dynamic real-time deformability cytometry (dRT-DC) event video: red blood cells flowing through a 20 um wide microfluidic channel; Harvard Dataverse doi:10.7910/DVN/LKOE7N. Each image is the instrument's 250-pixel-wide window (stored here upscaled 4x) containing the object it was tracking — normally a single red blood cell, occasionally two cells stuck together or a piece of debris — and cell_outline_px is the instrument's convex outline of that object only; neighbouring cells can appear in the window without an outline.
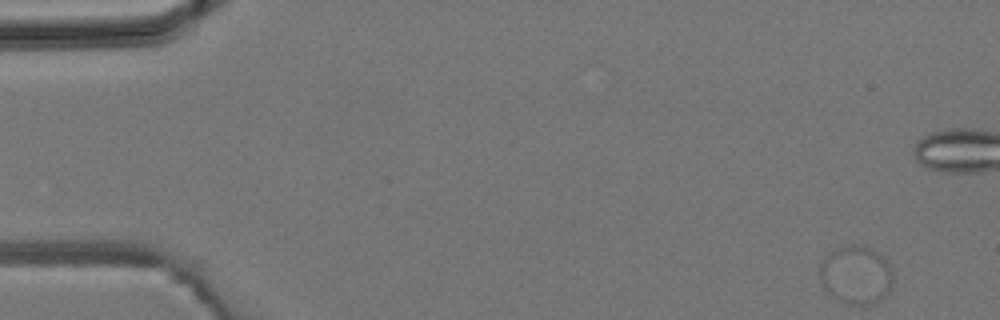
{"species": "common noctule bat (a hibernating species)", "species_latin": "Nyctalus noctula", "temperature_condition": "room temperature", "stored_images_in_passage": 5, "camera_frame_rate_fps": 3000, "um_per_image_px": 0.085, "animal": {"sex": "male", "body_mass_g": 19.2, "forearm_length_mm": 51.8}, "frame": {"image": 1, "passage_image": 1, "time_ms": 0.0, "image_size_px": [1000, 320], "cell_outline_px": [[892, 280], [888, 292], [884, 296], [872, 304], [848, 304], [836, 300], [828, 296], [820, 280], [820, 264], [824, 256], [828, 252], [844, 244], [856, 244], [868, 248], [884, 256], [892, 268]], "centroid_in_image_um": [72.72, 23.35], "position_along_channel_um": 12.3, "area_um2": 25.26}}